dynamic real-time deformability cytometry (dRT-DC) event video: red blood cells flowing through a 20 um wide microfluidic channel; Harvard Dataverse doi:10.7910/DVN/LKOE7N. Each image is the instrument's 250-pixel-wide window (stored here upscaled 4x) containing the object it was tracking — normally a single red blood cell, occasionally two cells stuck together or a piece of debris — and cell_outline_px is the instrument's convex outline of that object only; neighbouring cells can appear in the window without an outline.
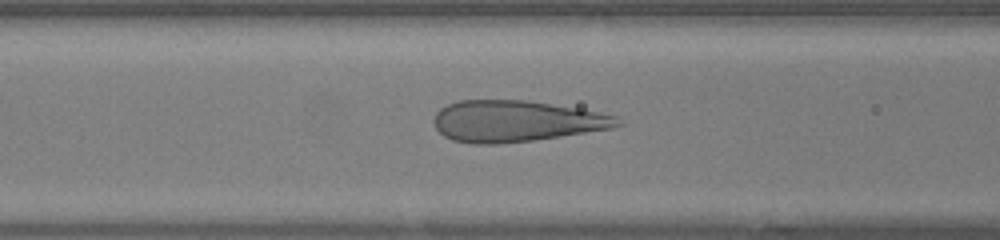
{"species": "human", "species_latin": "Homo sapiens", "temperature_condition": "warm", "stored_images_in_passage": 38, "camera_frame_rate_fps": 3000, "um_per_image_px": 0.085, "donor": {"sex": "female"}, "frame": {"image": 1, "passage_image": 11, "time_ms": 3.333, "image_size_px": [1000, 240], "cell_outline_px": [[628, 124], [612, 128], [560, 136], [532, 140], [496, 144], [472, 144], [452, 140], [444, 136], [436, 128], [432, 120], [436, 112], [440, 108], [448, 104], [460, 100], [524, 100], [576, 108], [620, 116]], "centroid_in_image_um": [43.88, 10.3], "position_along_channel_um": 122.7, "area_um2": 44.33}}
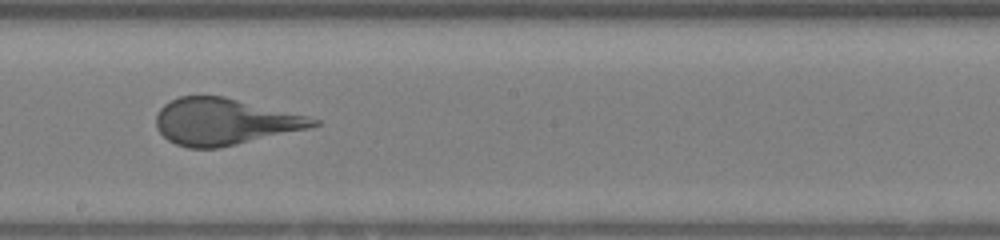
{"frame": {"image": 2, "passage_image": 18, "time_ms": 5.667, "image_size_px": [1000, 240], "cell_outline_px": [[320, 124], [308, 128], [220, 148], [188, 148], [176, 144], [168, 140], [156, 128], [156, 112], [164, 104], [180, 96], [224, 96], [308, 116], [320, 120]], "centroid_in_image_um": [19.05, 10.34], "position_along_channel_um": 229.2, "area_um2": 42.48}}
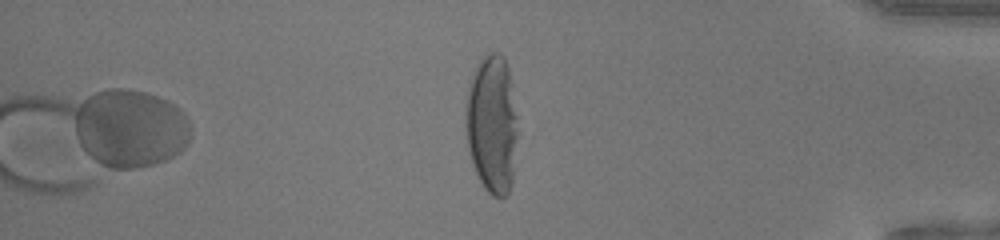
{"frame": {"image": 3, "passage_image": 31, "time_ms": 10.0, "image_size_px": [1000, 240], "cell_outline_px": [[516, 136], [512, 180], [508, 192], [504, 196], [492, 196], [484, 188], [472, 164], [468, 152], [464, 116], [464, 108], [468, 88], [472, 76], [480, 60], [488, 52], [500, 52], [504, 56], [508, 68], [516, 116]], "centroid_in_image_um": [41.78, 10.53], "position_along_channel_um": 393.4, "area_um2": 41.79}}